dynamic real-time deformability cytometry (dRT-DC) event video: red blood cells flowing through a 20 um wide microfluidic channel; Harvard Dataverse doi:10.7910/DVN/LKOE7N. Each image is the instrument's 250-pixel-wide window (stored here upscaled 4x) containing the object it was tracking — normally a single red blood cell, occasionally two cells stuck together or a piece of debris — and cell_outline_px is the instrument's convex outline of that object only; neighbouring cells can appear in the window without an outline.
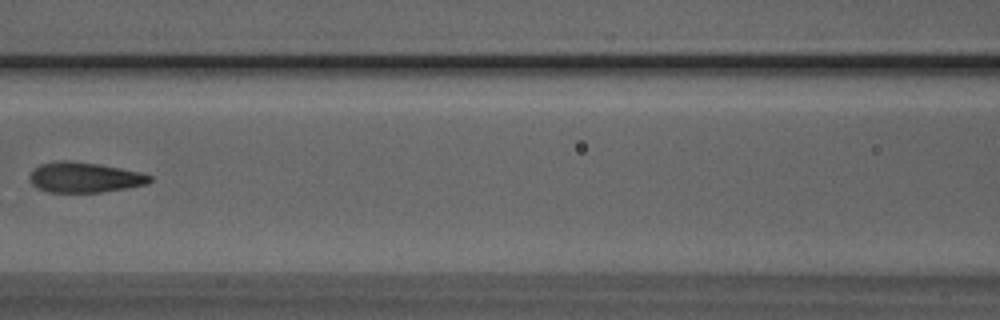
{"species": "Egyptian fruit bat (a non-hibernating species)", "species_latin": "Rousettus aegyptiacus", "temperature_condition": "room temperature", "stored_images_in_passage": 7, "camera_frame_rate_fps": 3000, "um_per_image_px": 0.085, "animal": {"sex": "male"}, "frame": {"image": 1, "passage_image": 6, "time_ms": 1.667, "image_size_px": [1000, 320], "cell_outline_px": [[152, 180], [148, 184], [128, 188], [104, 192], [48, 192], [36, 188], [28, 180], [28, 176], [32, 168], [40, 164], [56, 160], [68, 160], [100, 164], [140, 172], [152, 176]], "centroid_in_image_um": [7.14, 15.07], "position_along_channel_um": 159.5, "area_um2": 21.62}}